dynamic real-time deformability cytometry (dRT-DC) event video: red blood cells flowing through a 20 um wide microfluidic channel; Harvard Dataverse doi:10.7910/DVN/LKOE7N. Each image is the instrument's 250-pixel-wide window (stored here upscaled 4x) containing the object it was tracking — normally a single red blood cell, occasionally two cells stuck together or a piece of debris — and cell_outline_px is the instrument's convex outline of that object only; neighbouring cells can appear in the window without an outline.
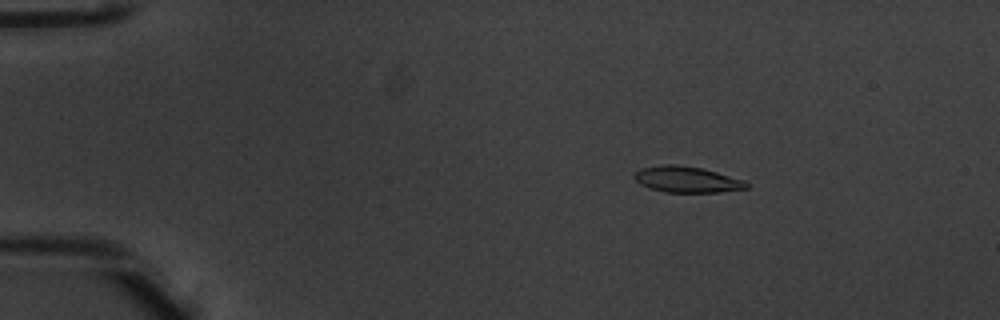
{"species": "common noctule bat (a hibernating species)", "species_latin": "Nyctalus noctula", "temperature_condition": "warm", "stored_images_in_passage": 45, "camera_frame_rate_fps": 3000, "um_per_image_px": 0.085, "animal": {"sex": "male", "body_mass_g": 20.1, "forearm_length_mm": 53.5}, "frame": {"image": 1, "passage_image": 2, "time_ms": 0.333, "image_size_px": [1000, 320], "cell_outline_px": [[748, 188], [720, 192], [664, 192], [648, 188], [640, 184], [632, 176], [636, 172], [644, 168], [664, 164], [676, 164], [704, 168], [744, 180], [748, 184]], "centroid_in_image_um": [58.39, 15.25], "position_along_channel_um": 26.6, "area_um2": 17.05}}
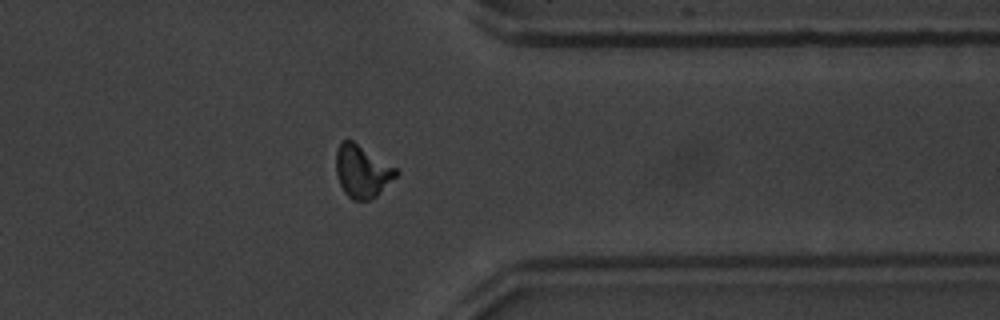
{"frame": {"image": 2, "passage_image": 35, "time_ms": 11.333, "image_size_px": [1000, 320], "cell_outline_px": [[400, 172], [376, 196], [368, 200], [352, 200], [344, 192], [336, 176], [336, 152], [340, 144], [344, 140], [352, 140], [396, 168]], "centroid_in_image_um": [30.76, 14.57], "position_along_channel_um": 380.6, "area_um2": 18.09}}
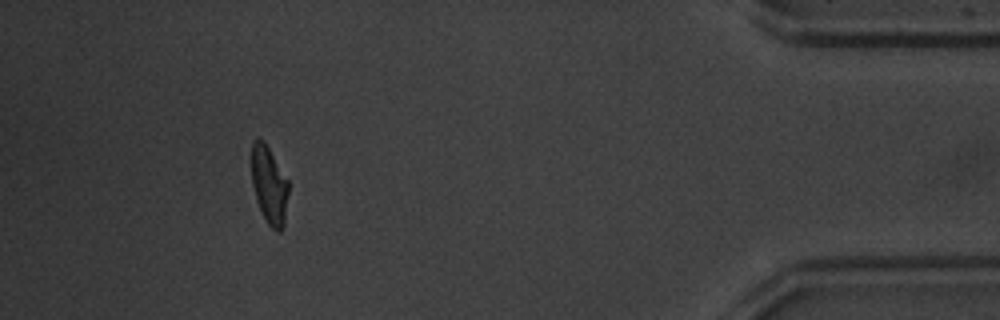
{"frame": {"image": 3, "passage_image": 41, "time_ms": 13.333, "image_size_px": [1000, 320], "cell_outline_px": [[288, 192], [284, 224], [280, 232], [276, 232], [268, 224], [256, 200], [252, 184], [252, 140], [256, 136], [260, 136], [264, 140], [288, 180]], "centroid_in_image_um": [22.87, 15.68], "position_along_channel_um": 412.3, "area_um2": 16.76}, "authors_computed_cell_mechanics": {"area_um2": 17.5134, "velocity_mm_per_s": 3.9687, "shape_relaxation_time_tau1_ms": 2.8813, "shape_relaxation_time_tau2_ms": 1.4016, "deformation_change_tau1": 0.195, "deformation_change_tau2": 0.097}}